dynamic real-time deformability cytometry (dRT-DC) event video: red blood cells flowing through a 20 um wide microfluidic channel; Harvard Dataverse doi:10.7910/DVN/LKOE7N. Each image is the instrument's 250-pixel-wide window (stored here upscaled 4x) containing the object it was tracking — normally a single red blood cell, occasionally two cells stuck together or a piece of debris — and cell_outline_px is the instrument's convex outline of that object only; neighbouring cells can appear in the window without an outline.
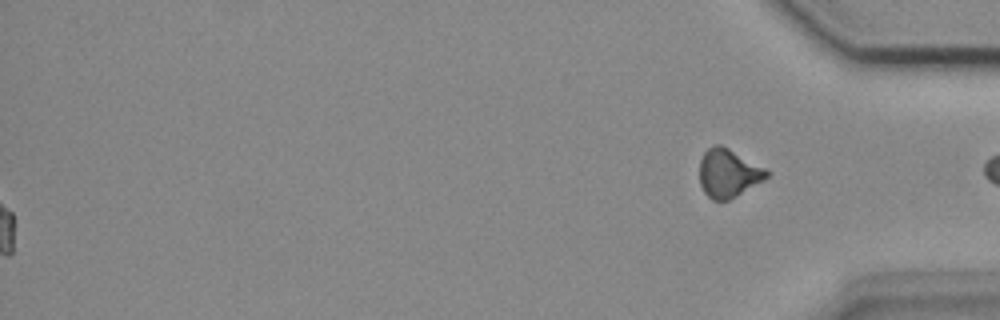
{"species": "common noctule bat (a hibernating species)", "species_latin": "Nyctalus noctula", "temperature_condition": "cold", "stored_images_in_passage": 55, "segment_of_instrument_passage": [2, 2], "camera_frame_rate_fps": 3000, "um_per_image_px": 0.085, "animal": {"sex": "female", "body_mass_g": 18.4}, "frame": {"image": 1, "passage_image": 55, "time_ms": 18.0, "image_size_px": [1000, 320], "cell_outline_px": [[772, 172], [764, 180], [736, 196], [728, 200], [712, 200], [704, 192], [700, 184], [700, 160], [704, 152], [708, 148], [716, 144], [720, 144], [768, 168]], "centroid_in_image_um": [61.94, 14.71], "position_along_channel_um": 373.3, "area_um2": 19.07}}